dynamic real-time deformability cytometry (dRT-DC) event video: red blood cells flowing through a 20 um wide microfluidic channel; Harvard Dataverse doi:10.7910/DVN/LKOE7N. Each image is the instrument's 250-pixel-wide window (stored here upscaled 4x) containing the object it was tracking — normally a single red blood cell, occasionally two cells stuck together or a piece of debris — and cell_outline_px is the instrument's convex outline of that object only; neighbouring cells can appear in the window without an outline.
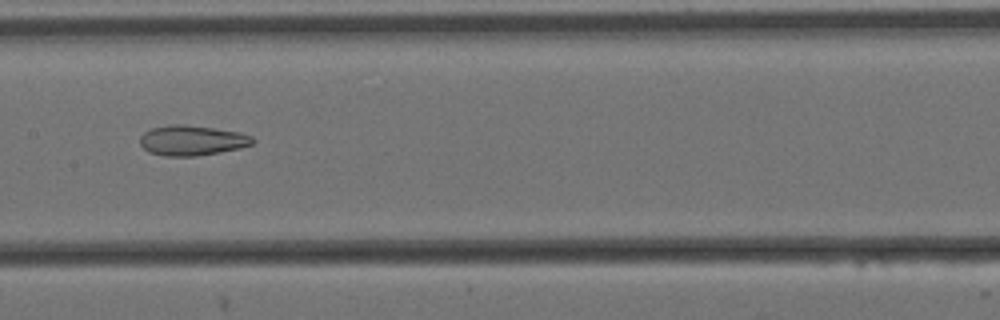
{"species": "Egyptian fruit bat (a non-hibernating species)", "species_latin": "Rousettus aegyptiacus", "temperature_condition": "cold", "stored_images_in_passage": 8, "camera_frame_rate_fps": 3000, "um_per_image_px": 0.085, "animal": {"sex": "female"}, "frame": {"image": 1, "passage_image": 8, "time_ms": 2.333, "image_size_px": [1000, 320], "cell_outline_px": [[256, 140], [252, 144], [240, 148], [220, 152], [196, 156], [164, 156], [148, 152], [140, 144], [140, 136], [144, 132], [152, 128], [172, 124], [184, 124], [240, 132], [252, 136]], "centroid_in_image_um": [16.32, 11.94], "position_along_channel_um": 191.1, "area_um2": 19.83}}